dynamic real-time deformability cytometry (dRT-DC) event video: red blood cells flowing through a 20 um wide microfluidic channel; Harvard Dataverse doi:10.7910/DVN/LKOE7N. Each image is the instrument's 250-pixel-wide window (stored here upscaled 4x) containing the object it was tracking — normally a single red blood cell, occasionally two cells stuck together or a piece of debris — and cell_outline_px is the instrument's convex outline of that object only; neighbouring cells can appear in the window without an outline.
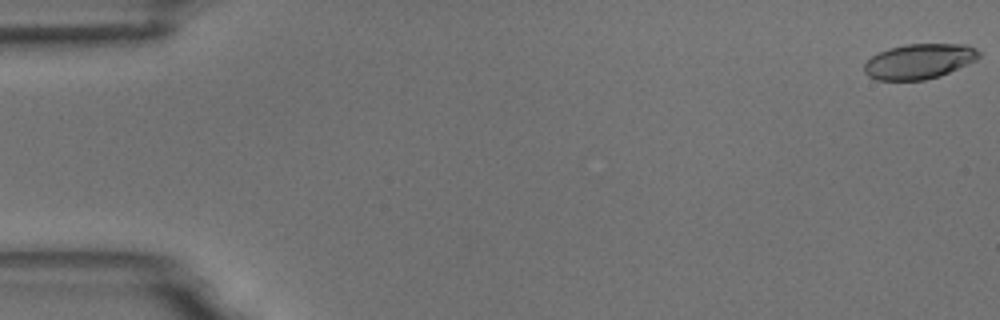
{"species": "common noctule bat (a hibernating species)", "species_latin": "Nyctalus noctula", "temperature_condition": "room temperature", "stored_images_in_passage": 5, "camera_frame_rate_fps": 3000, "um_per_image_px": 0.085, "animal": {"sex": "male", "body_mass_g": 18.8}, "frame": {"image": 1, "passage_image": 1, "time_ms": 0.0, "image_size_px": [1000, 320], "cell_outline_px": [[980, 56], [976, 60], [940, 76], [924, 80], [876, 80], [868, 76], [864, 72], [864, 64], [872, 56], [888, 48], [908, 44], [968, 44], [976, 48], [980, 52]], "centroid_in_image_um": [78.13, 5.21], "position_along_channel_um": 6.9, "area_um2": 23.47}}
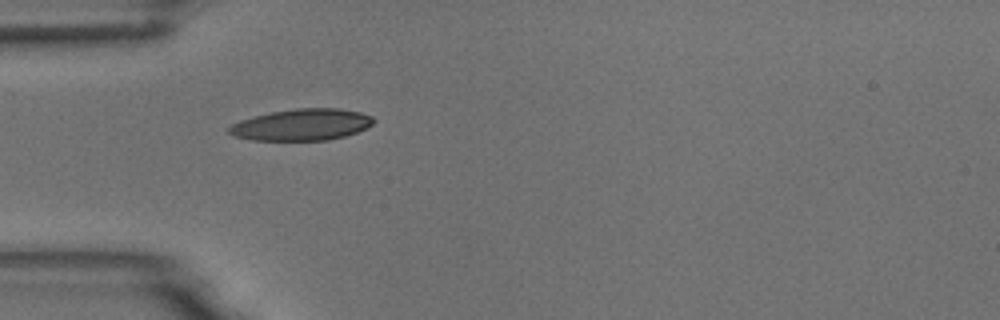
{"frame": {"image": 2, "passage_image": 5, "time_ms": 5.333, "image_size_px": [1000, 320], "cell_outline_px": [[376, 120], [372, 124], [356, 132], [344, 136], [328, 140], [252, 140], [232, 136], [228, 132], [228, 128], [232, 124], [240, 120], [272, 112], [296, 108], [340, 108], [360, 112], [372, 116]], "centroid_in_image_um": [25.64, 10.6], "position_along_channel_um": 59.4, "area_um2": 26.47}}